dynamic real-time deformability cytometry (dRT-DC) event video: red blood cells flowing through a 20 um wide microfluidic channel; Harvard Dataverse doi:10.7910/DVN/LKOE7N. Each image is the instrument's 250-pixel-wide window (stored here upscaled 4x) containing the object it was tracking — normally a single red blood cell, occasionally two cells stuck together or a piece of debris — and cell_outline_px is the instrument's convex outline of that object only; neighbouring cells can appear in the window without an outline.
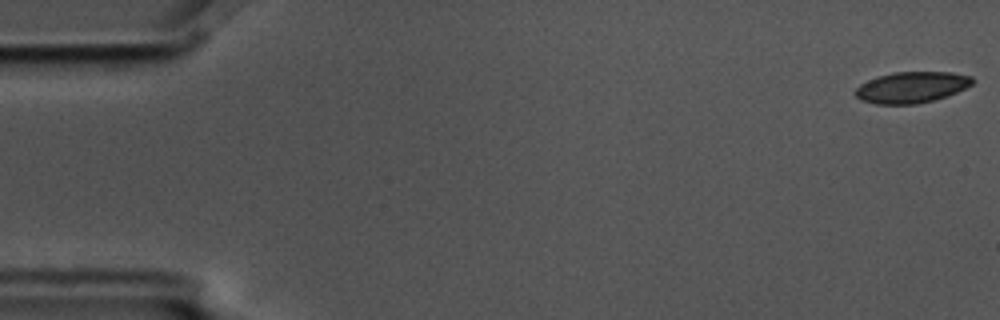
{"species": "common noctule bat (a hibernating species)", "species_latin": "Nyctalus noctula", "temperature_condition": "cold", "stored_images_in_passage": 13, "camera_frame_rate_fps": 3000, "um_per_image_px": 0.085, "animal": {"sex": "male", "body_mass_g": 17.5, "forearm_length_mm": 52.3}, "frame": {"image": 1, "passage_image": 1, "time_ms": 0.0, "image_size_px": [1000, 320], "cell_outline_px": [[976, 80], [972, 84], [956, 92], [932, 100], [916, 104], [876, 104], [860, 100], [852, 92], [860, 84], [876, 76], [892, 72], [952, 72], [972, 76]], "centroid_in_image_um": [77.45, 7.41], "position_along_channel_um": 7.6, "area_um2": 21.33}}
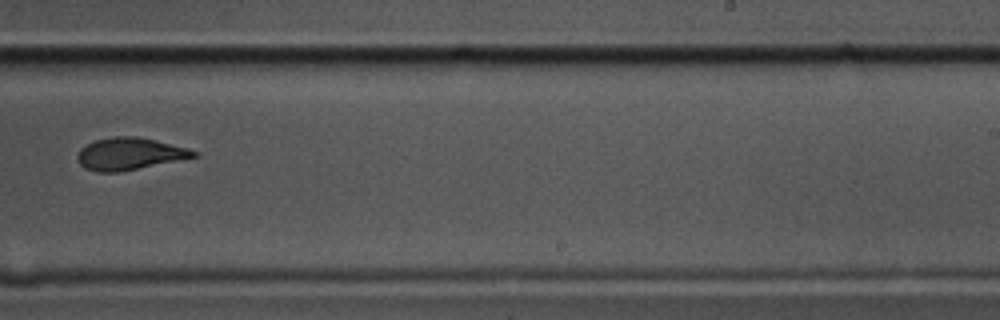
{"frame": {"image": 2, "passage_image": 10, "time_ms": 3.0, "image_size_px": [1000, 320], "cell_outline_px": [[200, 156], [120, 172], [96, 172], [84, 168], [80, 164], [76, 156], [80, 148], [96, 140], [116, 136], [136, 136], [188, 148], [200, 152]], "centroid_in_image_um": [11.03, 13.09], "position_along_channel_um": 278.0, "area_um2": 21.79}}
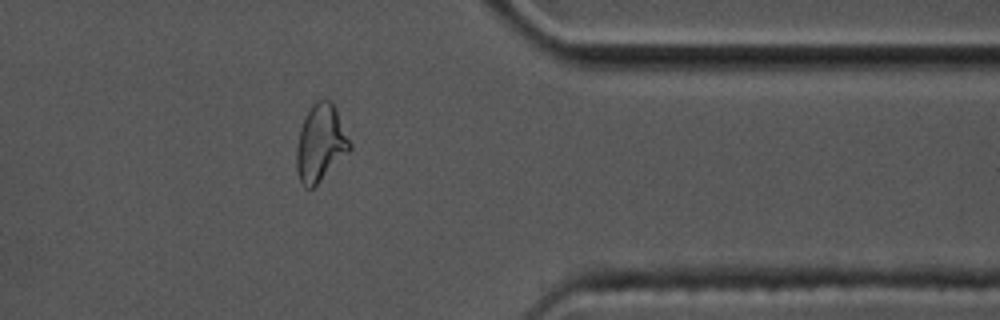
{"frame": {"image": 3, "passage_image": 13, "time_ms": 4.0, "image_size_px": [1000, 320], "cell_outline_px": [[352, 148], [312, 188], [304, 188], [300, 180], [296, 168], [296, 148], [300, 128], [312, 104], [316, 100], [332, 100], [336, 108], [352, 144]], "centroid_in_image_um": [27.25, 12.14], "position_along_channel_um": 384.2, "area_um2": 23.64}}